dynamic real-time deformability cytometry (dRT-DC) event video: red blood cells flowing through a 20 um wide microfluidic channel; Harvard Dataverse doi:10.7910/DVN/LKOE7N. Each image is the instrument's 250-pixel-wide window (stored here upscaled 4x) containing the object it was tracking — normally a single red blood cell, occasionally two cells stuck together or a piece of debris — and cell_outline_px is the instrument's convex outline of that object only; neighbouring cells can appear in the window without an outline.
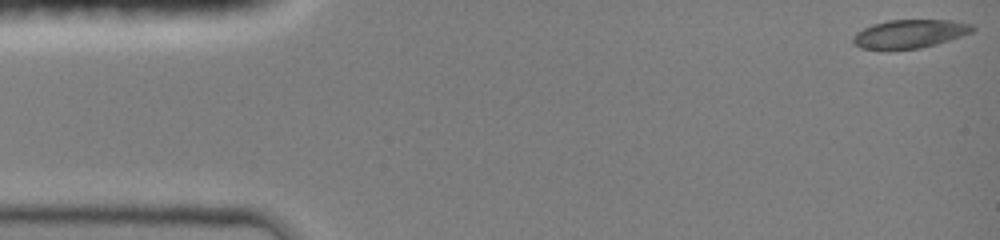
{"species": "common noctule bat (a hibernating species)", "species_latin": "Nyctalus noctula", "temperature_condition": "room temperature", "stored_images_in_passage": 43, "camera_frame_rate_fps": 3000, "um_per_image_px": 0.085, "animal": {"sex": "female", "body_mass_g": 19.0, "forearm_length_mm": 51.5}, "frame": {"image": 1, "passage_image": 1, "time_ms": 0.0, "image_size_px": [1000, 240], "cell_outline_px": [[976, 28], [972, 32], [936, 44], [920, 48], [860, 48], [852, 44], [852, 36], [856, 32], [872, 24], [888, 20], [952, 20], [972, 24]], "centroid_in_image_um": [77.31, 2.85], "position_along_channel_um": 7.7, "area_um2": 19.59}}
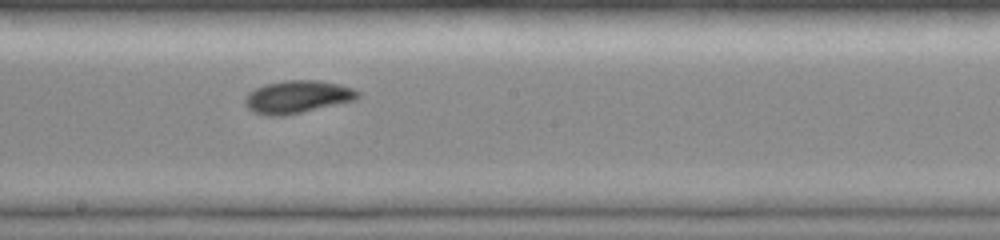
{"frame": {"image": 2, "passage_image": 25, "time_ms": 8.0, "image_size_px": [1000, 240], "cell_outline_px": [[360, 96], [356, 100], [284, 116], [264, 116], [252, 112], [244, 104], [244, 96], [248, 92], [264, 84], [288, 80], [320, 80], [340, 84], [352, 88], [360, 92]], "centroid_in_image_um": [25.25, 8.24], "position_along_channel_um": 222.9, "area_um2": 21.79}}
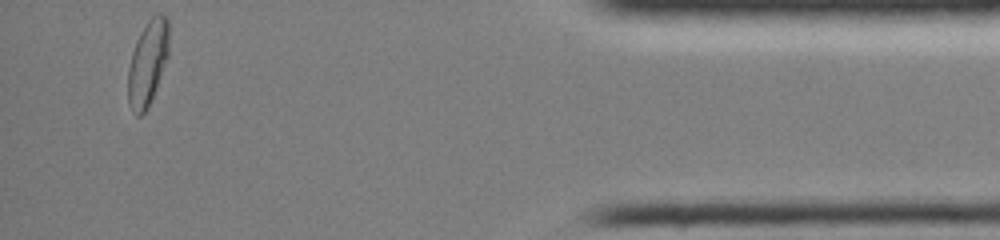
{"frame": {"image": 3, "passage_image": 43, "time_ms": 14.0, "image_size_px": [1000, 240], "cell_outline_px": [[168, 56], [148, 108], [140, 116], [136, 116], [128, 104], [128, 68], [132, 52], [136, 40], [140, 32], [148, 20], [156, 12], [160, 12], [168, 16]], "centroid_in_image_um": [12.55, 5.31], "position_along_channel_um": 422.7, "area_um2": 20.35}, "authors_computed_cell_mechanics": {"area_um2": 20.6346, "velocity_mm_per_s": 4.1745, "shape_relaxation_time_tau1_ms": 3.7909, "shape_relaxation_time_tau2_ms": 1.7073, "deformation_change_tau1": 0.1636, "deformation_change_tau2": 0.052}}